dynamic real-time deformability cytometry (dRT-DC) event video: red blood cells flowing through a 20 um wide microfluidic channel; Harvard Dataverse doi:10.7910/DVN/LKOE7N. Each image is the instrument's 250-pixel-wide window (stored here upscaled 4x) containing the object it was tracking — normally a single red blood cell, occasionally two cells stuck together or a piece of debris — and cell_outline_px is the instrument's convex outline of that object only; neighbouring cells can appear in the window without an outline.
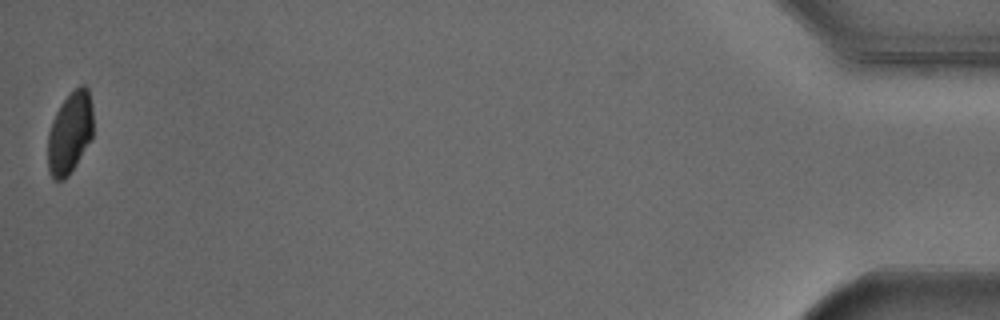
{"species": "Egyptian fruit bat (a non-hibernating species)", "species_latin": "Rousettus aegyptiacus", "temperature_condition": "cold", "stored_images_in_passage": 59, "camera_frame_rate_fps": 3000, "um_per_image_px": 0.085, "animal": {"sex": "male"}, "frame": {"image": 1, "passage_image": 59, "time_ms": 19.333, "image_size_px": [1000, 320], "cell_outline_px": [[92, 140], [68, 176], [64, 180], [56, 180], [52, 176], [48, 168], [48, 132], [52, 120], [60, 104], [80, 84], [84, 84], [88, 88], [92, 108]], "centroid_in_image_um": [5.94, 11.29], "position_along_channel_um": 429.3, "area_um2": 21.62}}